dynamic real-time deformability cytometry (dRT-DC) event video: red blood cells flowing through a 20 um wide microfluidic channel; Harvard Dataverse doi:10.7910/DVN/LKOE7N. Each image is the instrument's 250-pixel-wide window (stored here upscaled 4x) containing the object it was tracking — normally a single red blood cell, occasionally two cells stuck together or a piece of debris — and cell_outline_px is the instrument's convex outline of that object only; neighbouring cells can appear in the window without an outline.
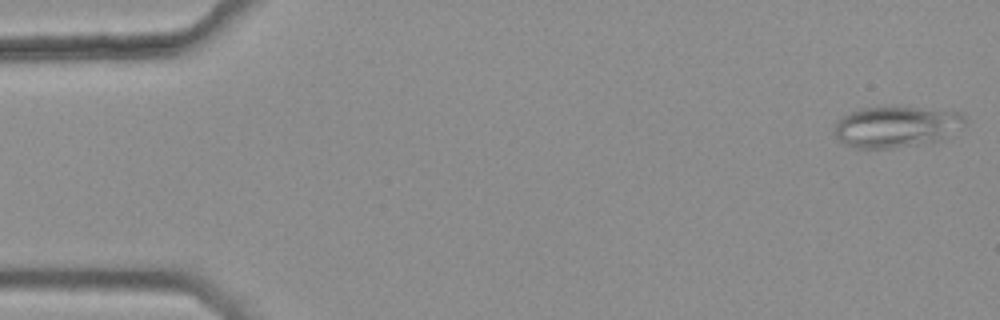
{"species": "common noctule bat (a hibernating species)", "species_latin": "Nyctalus noctula", "temperature_condition": "warm", "stored_images_in_passage": 5, "camera_frame_rate_fps": 3000, "um_per_image_px": 0.085, "animal": {"sex": "female", "body_mass_g": 25.1}, "frame": {"image": 1, "passage_image": 1, "time_ms": 0.0, "image_size_px": [1000, 320], "cell_outline_px": [[968, 120], [960, 128], [948, 136], [936, 140], [896, 148], [856, 148], [844, 144], [836, 136], [836, 120], [860, 108], [900, 104], [960, 112]], "centroid_in_image_um": [76.2, 10.72], "position_along_channel_um": 8.8, "area_um2": 31.79}}